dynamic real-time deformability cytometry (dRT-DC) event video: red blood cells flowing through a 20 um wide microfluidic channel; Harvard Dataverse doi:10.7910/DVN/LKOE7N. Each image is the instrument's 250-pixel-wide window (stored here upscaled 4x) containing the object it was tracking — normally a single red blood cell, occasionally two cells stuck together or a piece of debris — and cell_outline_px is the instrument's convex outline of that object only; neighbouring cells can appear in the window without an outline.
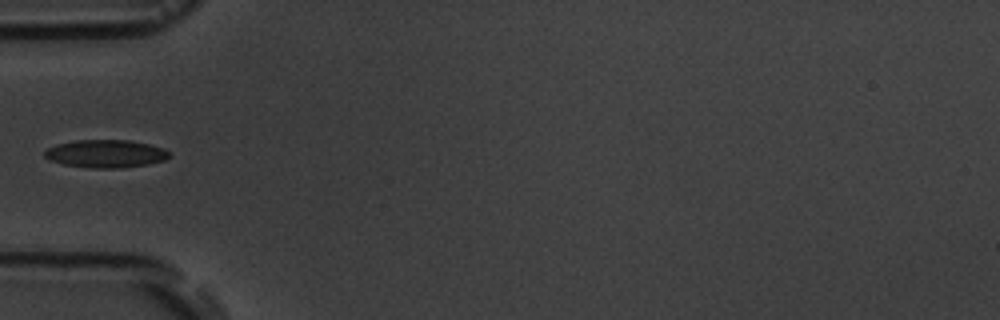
{"species": "common noctule bat (a hibernating species)", "species_latin": "Nyctalus noctula", "temperature_condition": "room temperature", "stored_images_in_passage": 6, "camera_frame_rate_fps": 3000, "um_per_image_px": 0.085, "animal": {"sex": "male", "body_mass_g": 19.5, "forearm_length_mm": 54.6}, "frame": {"image": 1, "passage_image": 6, "time_ms": 5.667, "image_size_px": [1000, 320], "cell_outline_px": [[172, 156], [164, 160], [148, 164], [120, 168], [92, 168], [64, 164], [48, 160], [44, 156], [44, 152], [48, 148], [56, 144], [76, 140], [128, 140], [148, 144], [164, 148], [172, 152]], "centroid_in_image_um": [9.01, 13.06], "position_along_channel_um": 76.0, "area_um2": 20.35}}